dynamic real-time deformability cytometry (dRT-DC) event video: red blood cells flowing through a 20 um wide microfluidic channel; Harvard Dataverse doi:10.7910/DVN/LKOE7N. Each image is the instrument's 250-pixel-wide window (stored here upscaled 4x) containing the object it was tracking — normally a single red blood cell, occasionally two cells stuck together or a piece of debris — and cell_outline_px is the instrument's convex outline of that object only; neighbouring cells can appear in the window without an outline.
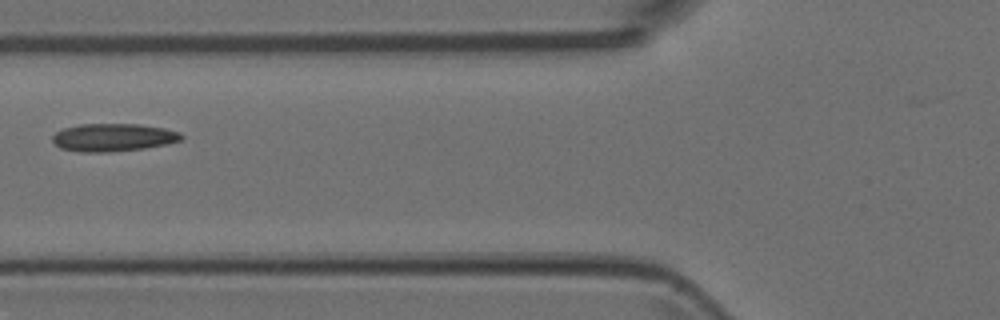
{"species": "Egyptian fruit bat (a non-hibernating species)", "species_latin": "Rousettus aegyptiacus", "temperature_condition": "room temperature", "stored_images_in_passage": 7, "camera_frame_rate_fps": 3000, "um_per_image_px": 0.085, "animal": {"sex": "female"}, "frame": {"image": 1, "passage_image": 5, "time_ms": 1.333, "image_size_px": [1000, 320], "cell_outline_px": [[184, 136], [180, 140], [168, 144], [144, 148], [108, 152], [80, 152], [60, 148], [52, 140], [52, 136], [56, 132], [64, 128], [80, 124], [140, 124], [164, 128], [180, 132]], "centroid_in_image_um": [9.63, 11.68], "position_along_channel_um": 116.2, "area_um2": 20.92}}
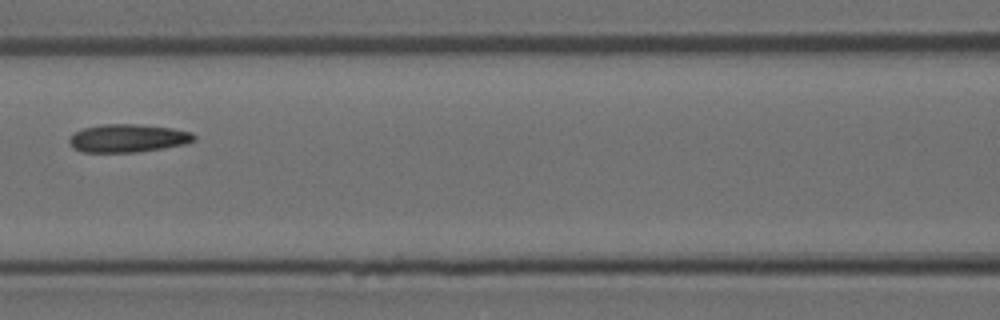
{"frame": {"image": 2, "passage_image": 6, "time_ms": 1.667, "image_size_px": [1000, 320], "cell_outline_px": [[196, 140], [184, 144], [136, 152], [84, 152], [72, 148], [68, 140], [76, 132], [84, 128], [100, 124], [132, 124], [172, 128], [192, 132], [196, 136]], "centroid_in_image_um": [10.87, 11.74], "position_along_channel_um": 155.7, "area_um2": 20.23}}
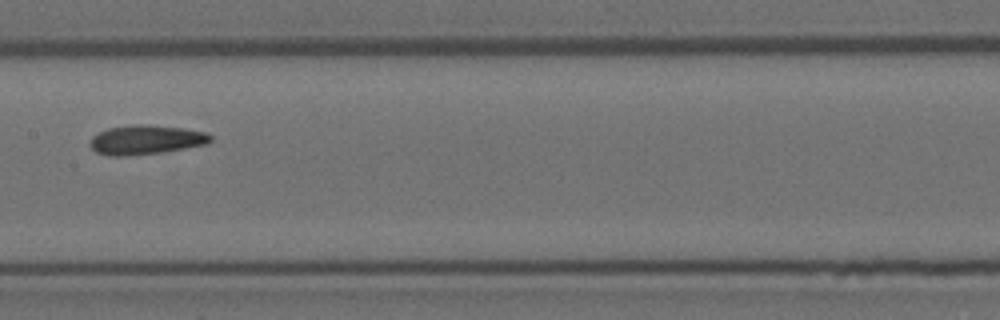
{"frame": {"image": 3, "passage_image": 7, "time_ms": 2.0, "image_size_px": [1000, 320], "cell_outline_px": [[212, 140], [208, 144], [160, 152], [120, 156], [108, 156], [96, 152], [88, 144], [92, 136], [108, 128], [136, 124], [148, 124], [184, 128], [208, 132], [212, 136]], "centroid_in_image_um": [12.41, 11.87], "position_along_channel_um": 195.0, "area_um2": 20.63}}